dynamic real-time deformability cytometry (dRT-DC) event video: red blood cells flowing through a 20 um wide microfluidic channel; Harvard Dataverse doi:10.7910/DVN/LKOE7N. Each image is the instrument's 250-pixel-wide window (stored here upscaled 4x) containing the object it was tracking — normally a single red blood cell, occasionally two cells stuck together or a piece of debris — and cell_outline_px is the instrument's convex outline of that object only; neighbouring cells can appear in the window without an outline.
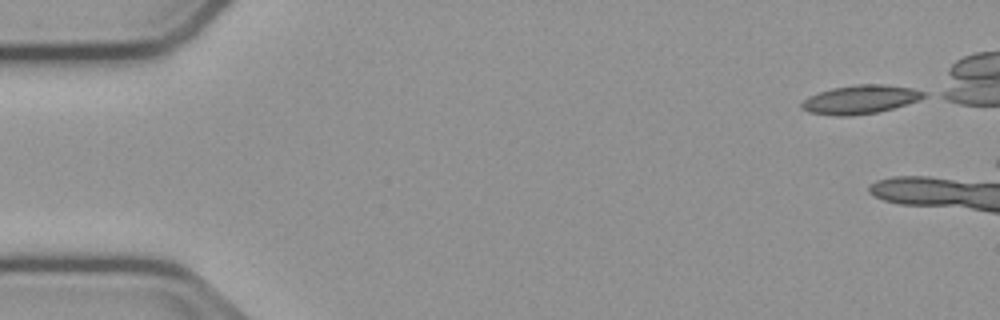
{"species": "common noctule bat (a hibernating species)", "species_latin": "Nyctalus noctula", "temperature_condition": "cold", "stored_images_in_passage": 8, "camera_frame_rate_fps": 3000, "um_per_image_px": 0.085, "animal": {"sex": "male", "body_mass_g": 23.1, "forearm_length_mm": 52.7}, "frame": {"image": 1, "passage_image": 1, "time_ms": 0.0, "image_size_px": [1000, 320], "cell_outline_px": [[928, 96], [892, 108], [876, 112], [848, 116], [832, 116], [808, 112], [800, 108], [800, 104], [808, 96], [832, 88], [856, 84], [884, 84], [912, 88], [928, 92]], "centroid_in_image_um": [73.1, 8.45], "position_along_channel_um": 11.9, "area_um2": 20.4}}